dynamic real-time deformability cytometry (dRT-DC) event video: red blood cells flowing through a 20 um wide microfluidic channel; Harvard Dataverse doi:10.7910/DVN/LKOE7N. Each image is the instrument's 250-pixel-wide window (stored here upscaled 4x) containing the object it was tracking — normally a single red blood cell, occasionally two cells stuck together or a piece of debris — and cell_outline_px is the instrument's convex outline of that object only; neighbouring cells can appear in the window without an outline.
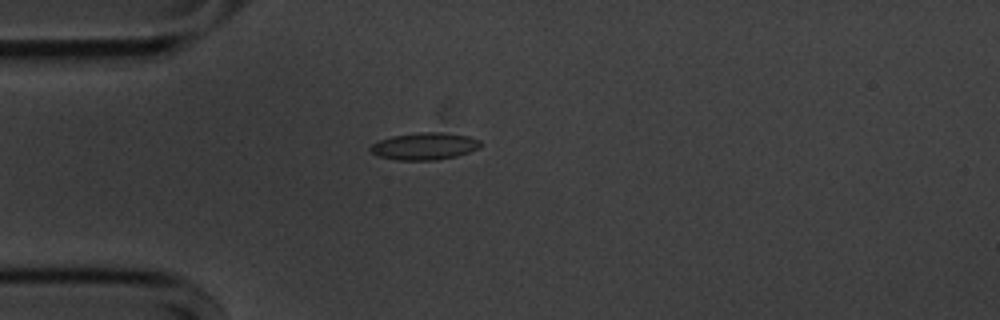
{"species": "common noctule bat (a hibernating species)", "species_latin": "Nyctalus noctula", "temperature_condition": "cold", "stored_images_in_passage": 38, "camera_frame_rate_fps": 3000, "um_per_image_px": 0.085, "animal": {"sex": "male", "body_mass_g": 20.1, "forearm_length_mm": 53.5}, "frame": {"image": 1, "passage_image": 2, "time_ms": 0.333, "image_size_px": [1000, 320], "cell_outline_px": [[480, 144], [476, 148], [468, 152], [456, 156], [436, 160], [396, 160], [376, 156], [368, 148], [372, 144], [380, 140], [392, 136], [420, 132], [440, 132], [468, 136], [480, 140]], "centroid_in_image_um": [36.03, 12.43], "position_along_channel_um": 49.0, "area_um2": 17.28}}
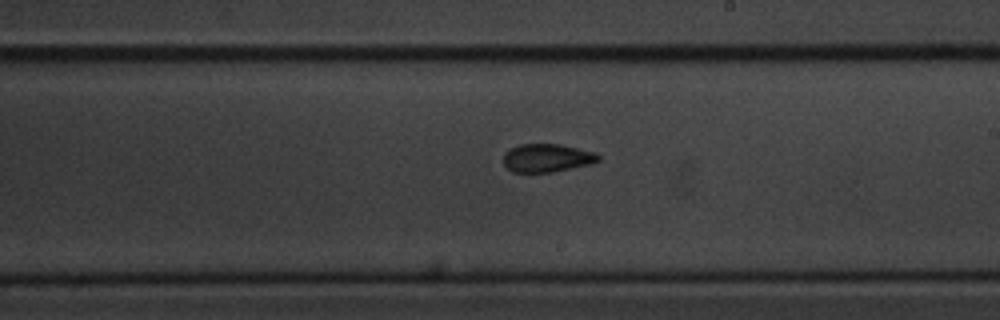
{"frame": {"image": 2, "passage_image": 19, "time_ms": 6.0, "image_size_px": [1000, 320], "cell_outline_px": [[600, 160], [592, 164], [552, 172], [512, 172], [504, 164], [504, 152], [520, 144], [560, 144], [596, 152], [600, 156]], "centroid_in_image_um": [46.52, 13.42], "position_along_channel_um": 242.5, "area_um2": 15.66}}
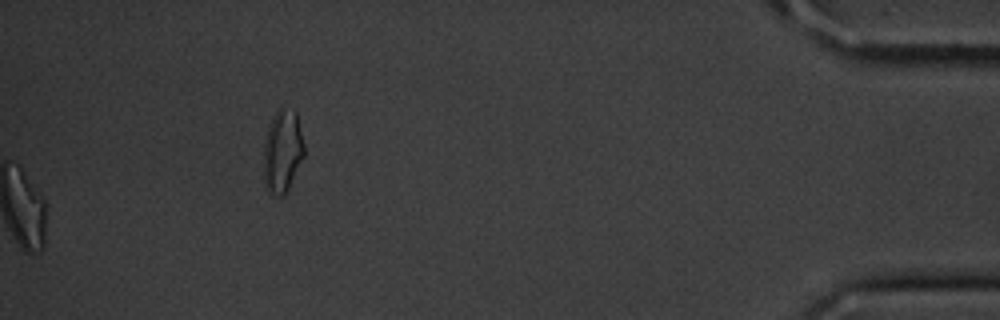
{"frame": {"image": 3, "passage_image": 38, "time_ms": 12.333, "image_size_px": [1000, 320], "cell_outline_px": [[304, 156], [284, 196], [276, 196], [268, 192], [264, 184], [264, 140], [272, 116], [280, 104], [296, 112], [304, 144]], "centroid_in_image_um": [24.0, 12.82], "position_along_channel_um": 411.2, "area_um2": 19.77}, "authors_computed_cell_mechanics": {"area_um2": 16.0395, "velocity_mm_per_s": 3.5982, "shape_relaxation_time_tau1_ms": null, "shape_relaxation_time_tau2_ms": 2.6143, "deformation_change_tau1": null, "deformation_change_tau2": 0.0902}}